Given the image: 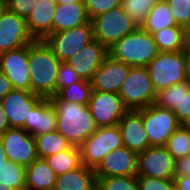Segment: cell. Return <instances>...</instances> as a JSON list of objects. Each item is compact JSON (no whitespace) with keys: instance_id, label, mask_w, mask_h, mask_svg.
Here are the masks:
<instances>
[{"instance_id":"cell-36","label":"cell","mask_w":190,"mask_h":190,"mask_svg":"<svg viewBox=\"0 0 190 190\" xmlns=\"http://www.w3.org/2000/svg\"><path fill=\"white\" fill-rule=\"evenodd\" d=\"M81 80V77L74 71V69L67 62H61L56 80V95L62 89L67 88L69 85L77 83Z\"/></svg>"},{"instance_id":"cell-10","label":"cell","mask_w":190,"mask_h":190,"mask_svg":"<svg viewBox=\"0 0 190 190\" xmlns=\"http://www.w3.org/2000/svg\"><path fill=\"white\" fill-rule=\"evenodd\" d=\"M0 138L9 161L26 168L38 158L35 137L24 128H9Z\"/></svg>"},{"instance_id":"cell-38","label":"cell","mask_w":190,"mask_h":190,"mask_svg":"<svg viewBox=\"0 0 190 190\" xmlns=\"http://www.w3.org/2000/svg\"><path fill=\"white\" fill-rule=\"evenodd\" d=\"M120 5L121 0H84V6L90 20Z\"/></svg>"},{"instance_id":"cell-7","label":"cell","mask_w":190,"mask_h":190,"mask_svg":"<svg viewBox=\"0 0 190 190\" xmlns=\"http://www.w3.org/2000/svg\"><path fill=\"white\" fill-rule=\"evenodd\" d=\"M123 145L118 125L98 127L80 146L81 164L95 169L110 151Z\"/></svg>"},{"instance_id":"cell-3","label":"cell","mask_w":190,"mask_h":190,"mask_svg":"<svg viewBox=\"0 0 190 190\" xmlns=\"http://www.w3.org/2000/svg\"><path fill=\"white\" fill-rule=\"evenodd\" d=\"M158 54L153 35L138 26L108 49V55L131 67H146Z\"/></svg>"},{"instance_id":"cell-15","label":"cell","mask_w":190,"mask_h":190,"mask_svg":"<svg viewBox=\"0 0 190 190\" xmlns=\"http://www.w3.org/2000/svg\"><path fill=\"white\" fill-rule=\"evenodd\" d=\"M130 67L131 66L107 55L90 81L93 91L118 94L121 85L128 76Z\"/></svg>"},{"instance_id":"cell-30","label":"cell","mask_w":190,"mask_h":190,"mask_svg":"<svg viewBox=\"0 0 190 190\" xmlns=\"http://www.w3.org/2000/svg\"><path fill=\"white\" fill-rule=\"evenodd\" d=\"M26 168L11 161H6L0 166V184L6 185L12 190L25 189Z\"/></svg>"},{"instance_id":"cell-22","label":"cell","mask_w":190,"mask_h":190,"mask_svg":"<svg viewBox=\"0 0 190 190\" xmlns=\"http://www.w3.org/2000/svg\"><path fill=\"white\" fill-rule=\"evenodd\" d=\"M56 110L50 99H40L30 110L24 129L33 136L56 130Z\"/></svg>"},{"instance_id":"cell-12","label":"cell","mask_w":190,"mask_h":190,"mask_svg":"<svg viewBox=\"0 0 190 190\" xmlns=\"http://www.w3.org/2000/svg\"><path fill=\"white\" fill-rule=\"evenodd\" d=\"M88 107L97 127L117 125L128 111L118 94L102 91H92Z\"/></svg>"},{"instance_id":"cell-21","label":"cell","mask_w":190,"mask_h":190,"mask_svg":"<svg viewBox=\"0 0 190 190\" xmlns=\"http://www.w3.org/2000/svg\"><path fill=\"white\" fill-rule=\"evenodd\" d=\"M55 0H38L30 15L26 18V26L34 40H44L52 34V21L56 8Z\"/></svg>"},{"instance_id":"cell-33","label":"cell","mask_w":190,"mask_h":190,"mask_svg":"<svg viewBox=\"0 0 190 190\" xmlns=\"http://www.w3.org/2000/svg\"><path fill=\"white\" fill-rule=\"evenodd\" d=\"M158 0H121L122 10L138 25L141 26L149 11Z\"/></svg>"},{"instance_id":"cell-28","label":"cell","mask_w":190,"mask_h":190,"mask_svg":"<svg viewBox=\"0 0 190 190\" xmlns=\"http://www.w3.org/2000/svg\"><path fill=\"white\" fill-rule=\"evenodd\" d=\"M185 29L179 25L163 28L153 34L158 52L183 51Z\"/></svg>"},{"instance_id":"cell-32","label":"cell","mask_w":190,"mask_h":190,"mask_svg":"<svg viewBox=\"0 0 190 190\" xmlns=\"http://www.w3.org/2000/svg\"><path fill=\"white\" fill-rule=\"evenodd\" d=\"M174 159L185 157L190 154V132L181 125L168 138L165 145Z\"/></svg>"},{"instance_id":"cell-5","label":"cell","mask_w":190,"mask_h":190,"mask_svg":"<svg viewBox=\"0 0 190 190\" xmlns=\"http://www.w3.org/2000/svg\"><path fill=\"white\" fill-rule=\"evenodd\" d=\"M118 95L127 110H140L155 103L157 93L147 68L130 67Z\"/></svg>"},{"instance_id":"cell-42","label":"cell","mask_w":190,"mask_h":190,"mask_svg":"<svg viewBox=\"0 0 190 190\" xmlns=\"http://www.w3.org/2000/svg\"><path fill=\"white\" fill-rule=\"evenodd\" d=\"M175 190H190V175L174 176Z\"/></svg>"},{"instance_id":"cell-17","label":"cell","mask_w":190,"mask_h":190,"mask_svg":"<svg viewBox=\"0 0 190 190\" xmlns=\"http://www.w3.org/2000/svg\"><path fill=\"white\" fill-rule=\"evenodd\" d=\"M31 91L12 89L1 100L10 128H23L29 110L40 100Z\"/></svg>"},{"instance_id":"cell-34","label":"cell","mask_w":190,"mask_h":190,"mask_svg":"<svg viewBox=\"0 0 190 190\" xmlns=\"http://www.w3.org/2000/svg\"><path fill=\"white\" fill-rule=\"evenodd\" d=\"M96 190H139L137 176H110L96 178Z\"/></svg>"},{"instance_id":"cell-13","label":"cell","mask_w":190,"mask_h":190,"mask_svg":"<svg viewBox=\"0 0 190 190\" xmlns=\"http://www.w3.org/2000/svg\"><path fill=\"white\" fill-rule=\"evenodd\" d=\"M33 41L26 19L5 6L0 13V54L29 45Z\"/></svg>"},{"instance_id":"cell-4","label":"cell","mask_w":190,"mask_h":190,"mask_svg":"<svg viewBox=\"0 0 190 190\" xmlns=\"http://www.w3.org/2000/svg\"><path fill=\"white\" fill-rule=\"evenodd\" d=\"M153 87L158 93L186 80V55L179 52H158L146 66Z\"/></svg>"},{"instance_id":"cell-45","label":"cell","mask_w":190,"mask_h":190,"mask_svg":"<svg viewBox=\"0 0 190 190\" xmlns=\"http://www.w3.org/2000/svg\"><path fill=\"white\" fill-rule=\"evenodd\" d=\"M6 161H8V159H7V156L5 154V150H4L3 146H2L1 138H0V166L5 164Z\"/></svg>"},{"instance_id":"cell-47","label":"cell","mask_w":190,"mask_h":190,"mask_svg":"<svg viewBox=\"0 0 190 190\" xmlns=\"http://www.w3.org/2000/svg\"><path fill=\"white\" fill-rule=\"evenodd\" d=\"M57 4H69V3H79L84 2V0H55Z\"/></svg>"},{"instance_id":"cell-20","label":"cell","mask_w":190,"mask_h":190,"mask_svg":"<svg viewBox=\"0 0 190 190\" xmlns=\"http://www.w3.org/2000/svg\"><path fill=\"white\" fill-rule=\"evenodd\" d=\"M155 104L172 110L181 124L190 116V83L185 80L160 90Z\"/></svg>"},{"instance_id":"cell-14","label":"cell","mask_w":190,"mask_h":190,"mask_svg":"<svg viewBox=\"0 0 190 190\" xmlns=\"http://www.w3.org/2000/svg\"><path fill=\"white\" fill-rule=\"evenodd\" d=\"M29 67L28 45L0 54V70L13 89L31 91Z\"/></svg>"},{"instance_id":"cell-31","label":"cell","mask_w":190,"mask_h":190,"mask_svg":"<svg viewBox=\"0 0 190 190\" xmlns=\"http://www.w3.org/2000/svg\"><path fill=\"white\" fill-rule=\"evenodd\" d=\"M92 91L91 82L82 79L62 89L56 96L62 101L88 105Z\"/></svg>"},{"instance_id":"cell-24","label":"cell","mask_w":190,"mask_h":190,"mask_svg":"<svg viewBox=\"0 0 190 190\" xmlns=\"http://www.w3.org/2000/svg\"><path fill=\"white\" fill-rule=\"evenodd\" d=\"M57 179L46 159L37 158L25 170L26 190H53Z\"/></svg>"},{"instance_id":"cell-8","label":"cell","mask_w":190,"mask_h":190,"mask_svg":"<svg viewBox=\"0 0 190 190\" xmlns=\"http://www.w3.org/2000/svg\"><path fill=\"white\" fill-rule=\"evenodd\" d=\"M91 20L72 29L50 34L44 41L61 62H67L93 40Z\"/></svg>"},{"instance_id":"cell-9","label":"cell","mask_w":190,"mask_h":190,"mask_svg":"<svg viewBox=\"0 0 190 190\" xmlns=\"http://www.w3.org/2000/svg\"><path fill=\"white\" fill-rule=\"evenodd\" d=\"M142 121L150 146H165L168 138L181 125L172 110L155 103L142 109Z\"/></svg>"},{"instance_id":"cell-39","label":"cell","mask_w":190,"mask_h":190,"mask_svg":"<svg viewBox=\"0 0 190 190\" xmlns=\"http://www.w3.org/2000/svg\"><path fill=\"white\" fill-rule=\"evenodd\" d=\"M38 0H5V6L20 17L26 19Z\"/></svg>"},{"instance_id":"cell-41","label":"cell","mask_w":190,"mask_h":190,"mask_svg":"<svg viewBox=\"0 0 190 190\" xmlns=\"http://www.w3.org/2000/svg\"><path fill=\"white\" fill-rule=\"evenodd\" d=\"M13 89L11 82L6 75L0 70V101Z\"/></svg>"},{"instance_id":"cell-43","label":"cell","mask_w":190,"mask_h":190,"mask_svg":"<svg viewBox=\"0 0 190 190\" xmlns=\"http://www.w3.org/2000/svg\"><path fill=\"white\" fill-rule=\"evenodd\" d=\"M10 128L7 115L5 114L0 101V136Z\"/></svg>"},{"instance_id":"cell-18","label":"cell","mask_w":190,"mask_h":190,"mask_svg":"<svg viewBox=\"0 0 190 190\" xmlns=\"http://www.w3.org/2000/svg\"><path fill=\"white\" fill-rule=\"evenodd\" d=\"M123 145L139 154L150 147L149 139L143 126L142 109L128 110L117 124Z\"/></svg>"},{"instance_id":"cell-2","label":"cell","mask_w":190,"mask_h":190,"mask_svg":"<svg viewBox=\"0 0 190 190\" xmlns=\"http://www.w3.org/2000/svg\"><path fill=\"white\" fill-rule=\"evenodd\" d=\"M50 101L56 110V130L73 146L79 147L98 128L88 105L62 101L56 95Z\"/></svg>"},{"instance_id":"cell-1","label":"cell","mask_w":190,"mask_h":190,"mask_svg":"<svg viewBox=\"0 0 190 190\" xmlns=\"http://www.w3.org/2000/svg\"><path fill=\"white\" fill-rule=\"evenodd\" d=\"M31 92L41 99L56 95V80L61 61L44 40L28 45Z\"/></svg>"},{"instance_id":"cell-27","label":"cell","mask_w":190,"mask_h":190,"mask_svg":"<svg viewBox=\"0 0 190 190\" xmlns=\"http://www.w3.org/2000/svg\"><path fill=\"white\" fill-rule=\"evenodd\" d=\"M38 158L45 159L66 149H71L73 145L57 130L35 135Z\"/></svg>"},{"instance_id":"cell-25","label":"cell","mask_w":190,"mask_h":190,"mask_svg":"<svg viewBox=\"0 0 190 190\" xmlns=\"http://www.w3.org/2000/svg\"><path fill=\"white\" fill-rule=\"evenodd\" d=\"M53 190H96L94 169L81 164L78 168L57 176Z\"/></svg>"},{"instance_id":"cell-49","label":"cell","mask_w":190,"mask_h":190,"mask_svg":"<svg viewBox=\"0 0 190 190\" xmlns=\"http://www.w3.org/2000/svg\"><path fill=\"white\" fill-rule=\"evenodd\" d=\"M5 8V0H0V13Z\"/></svg>"},{"instance_id":"cell-6","label":"cell","mask_w":190,"mask_h":190,"mask_svg":"<svg viewBox=\"0 0 190 190\" xmlns=\"http://www.w3.org/2000/svg\"><path fill=\"white\" fill-rule=\"evenodd\" d=\"M91 22L93 38L107 49L138 27L121 6L93 17Z\"/></svg>"},{"instance_id":"cell-11","label":"cell","mask_w":190,"mask_h":190,"mask_svg":"<svg viewBox=\"0 0 190 190\" xmlns=\"http://www.w3.org/2000/svg\"><path fill=\"white\" fill-rule=\"evenodd\" d=\"M174 164L165 146H150L138 154L136 176L174 179Z\"/></svg>"},{"instance_id":"cell-50","label":"cell","mask_w":190,"mask_h":190,"mask_svg":"<svg viewBox=\"0 0 190 190\" xmlns=\"http://www.w3.org/2000/svg\"><path fill=\"white\" fill-rule=\"evenodd\" d=\"M0 190H12L11 188H9L8 186H6V185H1L0 184Z\"/></svg>"},{"instance_id":"cell-46","label":"cell","mask_w":190,"mask_h":190,"mask_svg":"<svg viewBox=\"0 0 190 190\" xmlns=\"http://www.w3.org/2000/svg\"><path fill=\"white\" fill-rule=\"evenodd\" d=\"M186 81L190 83V55H186Z\"/></svg>"},{"instance_id":"cell-48","label":"cell","mask_w":190,"mask_h":190,"mask_svg":"<svg viewBox=\"0 0 190 190\" xmlns=\"http://www.w3.org/2000/svg\"><path fill=\"white\" fill-rule=\"evenodd\" d=\"M181 126L190 132V116L181 123Z\"/></svg>"},{"instance_id":"cell-35","label":"cell","mask_w":190,"mask_h":190,"mask_svg":"<svg viewBox=\"0 0 190 190\" xmlns=\"http://www.w3.org/2000/svg\"><path fill=\"white\" fill-rule=\"evenodd\" d=\"M176 24L184 29L190 27V0H166Z\"/></svg>"},{"instance_id":"cell-26","label":"cell","mask_w":190,"mask_h":190,"mask_svg":"<svg viewBox=\"0 0 190 190\" xmlns=\"http://www.w3.org/2000/svg\"><path fill=\"white\" fill-rule=\"evenodd\" d=\"M171 26H177V24L166 0H158L141 25L151 35Z\"/></svg>"},{"instance_id":"cell-16","label":"cell","mask_w":190,"mask_h":190,"mask_svg":"<svg viewBox=\"0 0 190 190\" xmlns=\"http://www.w3.org/2000/svg\"><path fill=\"white\" fill-rule=\"evenodd\" d=\"M137 161V153L121 146L106 154L94 172L96 178L136 175Z\"/></svg>"},{"instance_id":"cell-19","label":"cell","mask_w":190,"mask_h":190,"mask_svg":"<svg viewBox=\"0 0 190 190\" xmlns=\"http://www.w3.org/2000/svg\"><path fill=\"white\" fill-rule=\"evenodd\" d=\"M108 55V49L93 39L86 44L77 54L72 56L67 63L81 77L91 81L94 73Z\"/></svg>"},{"instance_id":"cell-23","label":"cell","mask_w":190,"mask_h":190,"mask_svg":"<svg viewBox=\"0 0 190 190\" xmlns=\"http://www.w3.org/2000/svg\"><path fill=\"white\" fill-rule=\"evenodd\" d=\"M89 21L84 2L57 4L52 21V34L72 29Z\"/></svg>"},{"instance_id":"cell-40","label":"cell","mask_w":190,"mask_h":190,"mask_svg":"<svg viewBox=\"0 0 190 190\" xmlns=\"http://www.w3.org/2000/svg\"><path fill=\"white\" fill-rule=\"evenodd\" d=\"M190 175V154L175 159L174 176Z\"/></svg>"},{"instance_id":"cell-44","label":"cell","mask_w":190,"mask_h":190,"mask_svg":"<svg viewBox=\"0 0 190 190\" xmlns=\"http://www.w3.org/2000/svg\"><path fill=\"white\" fill-rule=\"evenodd\" d=\"M183 52L185 55H190V27L185 28Z\"/></svg>"},{"instance_id":"cell-37","label":"cell","mask_w":190,"mask_h":190,"mask_svg":"<svg viewBox=\"0 0 190 190\" xmlns=\"http://www.w3.org/2000/svg\"><path fill=\"white\" fill-rule=\"evenodd\" d=\"M139 190H175L174 179L137 176Z\"/></svg>"},{"instance_id":"cell-29","label":"cell","mask_w":190,"mask_h":190,"mask_svg":"<svg viewBox=\"0 0 190 190\" xmlns=\"http://www.w3.org/2000/svg\"><path fill=\"white\" fill-rule=\"evenodd\" d=\"M45 159L57 176L78 168L81 165L80 150L76 146L48 156Z\"/></svg>"}]
</instances>
